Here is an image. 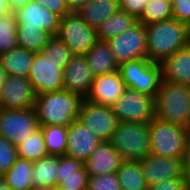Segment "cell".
Listing matches in <instances>:
<instances>
[{
    "mask_svg": "<svg viewBox=\"0 0 190 190\" xmlns=\"http://www.w3.org/2000/svg\"><path fill=\"white\" fill-rule=\"evenodd\" d=\"M147 58L162 63L190 45L189 25L174 18L145 25Z\"/></svg>",
    "mask_w": 190,
    "mask_h": 190,
    "instance_id": "cell-1",
    "label": "cell"
},
{
    "mask_svg": "<svg viewBox=\"0 0 190 190\" xmlns=\"http://www.w3.org/2000/svg\"><path fill=\"white\" fill-rule=\"evenodd\" d=\"M83 98L66 90L37 94L34 108L39 126H69L78 119Z\"/></svg>",
    "mask_w": 190,
    "mask_h": 190,
    "instance_id": "cell-2",
    "label": "cell"
},
{
    "mask_svg": "<svg viewBox=\"0 0 190 190\" xmlns=\"http://www.w3.org/2000/svg\"><path fill=\"white\" fill-rule=\"evenodd\" d=\"M154 107L156 119L190 130V85L162 80Z\"/></svg>",
    "mask_w": 190,
    "mask_h": 190,
    "instance_id": "cell-3",
    "label": "cell"
},
{
    "mask_svg": "<svg viewBox=\"0 0 190 190\" xmlns=\"http://www.w3.org/2000/svg\"><path fill=\"white\" fill-rule=\"evenodd\" d=\"M149 122H119L110 142L123 160L140 161L150 154Z\"/></svg>",
    "mask_w": 190,
    "mask_h": 190,
    "instance_id": "cell-4",
    "label": "cell"
},
{
    "mask_svg": "<svg viewBox=\"0 0 190 190\" xmlns=\"http://www.w3.org/2000/svg\"><path fill=\"white\" fill-rule=\"evenodd\" d=\"M150 154L183 158L190 130L154 118L149 122Z\"/></svg>",
    "mask_w": 190,
    "mask_h": 190,
    "instance_id": "cell-5",
    "label": "cell"
},
{
    "mask_svg": "<svg viewBox=\"0 0 190 190\" xmlns=\"http://www.w3.org/2000/svg\"><path fill=\"white\" fill-rule=\"evenodd\" d=\"M120 75L126 87L149 96H156L162 81L161 64L141 58L119 65Z\"/></svg>",
    "mask_w": 190,
    "mask_h": 190,
    "instance_id": "cell-6",
    "label": "cell"
},
{
    "mask_svg": "<svg viewBox=\"0 0 190 190\" xmlns=\"http://www.w3.org/2000/svg\"><path fill=\"white\" fill-rule=\"evenodd\" d=\"M56 36L69 47L73 55H86L98 41L96 29L89 26L77 12L60 18Z\"/></svg>",
    "mask_w": 190,
    "mask_h": 190,
    "instance_id": "cell-7",
    "label": "cell"
},
{
    "mask_svg": "<svg viewBox=\"0 0 190 190\" xmlns=\"http://www.w3.org/2000/svg\"><path fill=\"white\" fill-rule=\"evenodd\" d=\"M154 105V96L127 87L111 107L120 122H150L155 118Z\"/></svg>",
    "mask_w": 190,
    "mask_h": 190,
    "instance_id": "cell-8",
    "label": "cell"
},
{
    "mask_svg": "<svg viewBox=\"0 0 190 190\" xmlns=\"http://www.w3.org/2000/svg\"><path fill=\"white\" fill-rule=\"evenodd\" d=\"M38 128L34 107L25 109L0 108V135L16 147Z\"/></svg>",
    "mask_w": 190,
    "mask_h": 190,
    "instance_id": "cell-9",
    "label": "cell"
},
{
    "mask_svg": "<svg viewBox=\"0 0 190 190\" xmlns=\"http://www.w3.org/2000/svg\"><path fill=\"white\" fill-rule=\"evenodd\" d=\"M107 42L119 65L147 58L145 25L139 21L124 33L110 38Z\"/></svg>",
    "mask_w": 190,
    "mask_h": 190,
    "instance_id": "cell-10",
    "label": "cell"
},
{
    "mask_svg": "<svg viewBox=\"0 0 190 190\" xmlns=\"http://www.w3.org/2000/svg\"><path fill=\"white\" fill-rule=\"evenodd\" d=\"M78 120L101 141H110L120 122L111 106L95 104L86 99L82 103Z\"/></svg>",
    "mask_w": 190,
    "mask_h": 190,
    "instance_id": "cell-11",
    "label": "cell"
},
{
    "mask_svg": "<svg viewBox=\"0 0 190 190\" xmlns=\"http://www.w3.org/2000/svg\"><path fill=\"white\" fill-rule=\"evenodd\" d=\"M64 69L61 63H53L39 52L35 54L29 81L36 94L63 90Z\"/></svg>",
    "mask_w": 190,
    "mask_h": 190,
    "instance_id": "cell-12",
    "label": "cell"
},
{
    "mask_svg": "<svg viewBox=\"0 0 190 190\" xmlns=\"http://www.w3.org/2000/svg\"><path fill=\"white\" fill-rule=\"evenodd\" d=\"M37 94L26 77L7 75L0 91V108L25 109L34 107Z\"/></svg>",
    "mask_w": 190,
    "mask_h": 190,
    "instance_id": "cell-13",
    "label": "cell"
},
{
    "mask_svg": "<svg viewBox=\"0 0 190 190\" xmlns=\"http://www.w3.org/2000/svg\"><path fill=\"white\" fill-rule=\"evenodd\" d=\"M139 162L148 186L164 179L185 178L183 158H168L149 154Z\"/></svg>",
    "mask_w": 190,
    "mask_h": 190,
    "instance_id": "cell-14",
    "label": "cell"
},
{
    "mask_svg": "<svg viewBox=\"0 0 190 190\" xmlns=\"http://www.w3.org/2000/svg\"><path fill=\"white\" fill-rule=\"evenodd\" d=\"M93 73L85 55H74L64 68L63 90L86 99L93 84Z\"/></svg>",
    "mask_w": 190,
    "mask_h": 190,
    "instance_id": "cell-15",
    "label": "cell"
},
{
    "mask_svg": "<svg viewBox=\"0 0 190 190\" xmlns=\"http://www.w3.org/2000/svg\"><path fill=\"white\" fill-rule=\"evenodd\" d=\"M14 13L18 26L41 28L51 36H56L60 17L39 2L32 0Z\"/></svg>",
    "mask_w": 190,
    "mask_h": 190,
    "instance_id": "cell-16",
    "label": "cell"
},
{
    "mask_svg": "<svg viewBox=\"0 0 190 190\" xmlns=\"http://www.w3.org/2000/svg\"><path fill=\"white\" fill-rule=\"evenodd\" d=\"M101 140L78 119L68 126L65 155L85 162Z\"/></svg>",
    "mask_w": 190,
    "mask_h": 190,
    "instance_id": "cell-17",
    "label": "cell"
},
{
    "mask_svg": "<svg viewBox=\"0 0 190 190\" xmlns=\"http://www.w3.org/2000/svg\"><path fill=\"white\" fill-rule=\"evenodd\" d=\"M126 88L119 71L95 76L86 100L95 104L112 106Z\"/></svg>",
    "mask_w": 190,
    "mask_h": 190,
    "instance_id": "cell-18",
    "label": "cell"
},
{
    "mask_svg": "<svg viewBox=\"0 0 190 190\" xmlns=\"http://www.w3.org/2000/svg\"><path fill=\"white\" fill-rule=\"evenodd\" d=\"M123 157L110 141H101L84 162L88 177L116 173Z\"/></svg>",
    "mask_w": 190,
    "mask_h": 190,
    "instance_id": "cell-19",
    "label": "cell"
},
{
    "mask_svg": "<svg viewBox=\"0 0 190 190\" xmlns=\"http://www.w3.org/2000/svg\"><path fill=\"white\" fill-rule=\"evenodd\" d=\"M160 64L162 80L190 85V45L168 56Z\"/></svg>",
    "mask_w": 190,
    "mask_h": 190,
    "instance_id": "cell-20",
    "label": "cell"
},
{
    "mask_svg": "<svg viewBox=\"0 0 190 190\" xmlns=\"http://www.w3.org/2000/svg\"><path fill=\"white\" fill-rule=\"evenodd\" d=\"M58 155H46L33 162V190H51L57 188Z\"/></svg>",
    "mask_w": 190,
    "mask_h": 190,
    "instance_id": "cell-21",
    "label": "cell"
},
{
    "mask_svg": "<svg viewBox=\"0 0 190 190\" xmlns=\"http://www.w3.org/2000/svg\"><path fill=\"white\" fill-rule=\"evenodd\" d=\"M85 56L94 77L119 71L107 41L98 40Z\"/></svg>",
    "mask_w": 190,
    "mask_h": 190,
    "instance_id": "cell-22",
    "label": "cell"
},
{
    "mask_svg": "<svg viewBox=\"0 0 190 190\" xmlns=\"http://www.w3.org/2000/svg\"><path fill=\"white\" fill-rule=\"evenodd\" d=\"M35 52L25 48L16 47L0 54V63L7 75L29 77Z\"/></svg>",
    "mask_w": 190,
    "mask_h": 190,
    "instance_id": "cell-23",
    "label": "cell"
},
{
    "mask_svg": "<svg viewBox=\"0 0 190 190\" xmlns=\"http://www.w3.org/2000/svg\"><path fill=\"white\" fill-rule=\"evenodd\" d=\"M119 9V0H91L78 10L77 14L86 21L89 26L97 29L101 23L114 15Z\"/></svg>",
    "mask_w": 190,
    "mask_h": 190,
    "instance_id": "cell-24",
    "label": "cell"
},
{
    "mask_svg": "<svg viewBox=\"0 0 190 190\" xmlns=\"http://www.w3.org/2000/svg\"><path fill=\"white\" fill-rule=\"evenodd\" d=\"M137 22L138 19L134 15L119 9L114 15L109 17L97 27V39L108 41L110 38L124 33Z\"/></svg>",
    "mask_w": 190,
    "mask_h": 190,
    "instance_id": "cell-25",
    "label": "cell"
},
{
    "mask_svg": "<svg viewBox=\"0 0 190 190\" xmlns=\"http://www.w3.org/2000/svg\"><path fill=\"white\" fill-rule=\"evenodd\" d=\"M33 161L18 157L3 176L11 190H32Z\"/></svg>",
    "mask_w": 190,
    "mask_h": 190,
    "instance_id": "cell-26",
    "label": "cell"
},
{
    "mask_svg": "<svg viewBox=\"0 0 190 190\" xmlns=\"http://www.w3.org/2000/svg\"><path fill=\"white\" fill-rule=\"evenodd\" d=\"M116 174L121 190H148L139 161L123 160Z\"/></svg>",
    "mask_w": 190,
    "mask_h": 190,
    "instance_id": "cell-27",
    "label": "cell"
},
{
    "mask_svg": "<svg viewBox=\"0 0 190 190\" xmlns=\"http://www.w3.org/2000/svg\"><path fill=\"white\" fill-rule=\"evenodd\" d=\"M51 37L48 32L41 30V28L17 27L18 46L35 53L40 52L47 45Z\"/></svg>",
    "mask_w": 190,
    "mask_h": 190,
    "instance_id": "cell-28",
    "label": "cell"
},
{
    "mask_svg": "<svg viewBox=\"0 0 190 190\" xmlns=\"http://www.w3.org/2000/svg\"><path fill=\"white\" fill-rule=\"evenodd\" d=\"M42 129L48 155H65L67 148L68 126H39Z\"/></svg>",
    "mask_w": 190,
    "mask_h": 190,
    "instance_id": "cell-29",
    "label": "cell"
},
{
    "mask_svg": "<svg viewBox=\"0 0 190 190\" xmlns=\"http://www.w3.org/2000/svg\"><path fill=\"white\" fill-rule=\"evenodd\" d=\"M18 157L36 161L48 155L42 129L39 127L18 146Z\"/></svg>",
    "mask_w": 190,
    "mask_h": 190,
    "instance_id": "cell-30",
    "label": "cell"
},
{
    "mask_svg": "<svg viewBox=\"0 0 190 190\" xmlns=\"http://www.w3.org/2000/svg\"><path fill=\"white\" fill-rule=\"evenodd\" d=\"M171 18H173L171 0H149L138 21L148 25Z\"/></svg>",
    "mask_w": 190,
    "mask_h": 190,
    "instance_id": "cell-31",
    "label": "cell"
},
{
    "mask_svg": "<svg viewBox=\"0 0 190 190\" xmlns=\"http://www.w3.org/2000/svg\"><path fill=\"white\" fill-rule=\"evenodd\" d=\"M17 27L14 12L0 16V54L18 47Z\"/></svg>",
    "mask_w": 190,
    "mask_h": 190,
    "instance_id": "cell-32",
    "label": "cell"
},
{
    "mask_svg": "<svg viewBox=\"0 0 190 190\" xmlns=\"http://www.w3.org/2000/svg\"><path fill=\"white\" fill-rule=\"evenodd\" d=\"M39 53L53 63H61L63 69L74 56L69 47L57 36H52Z\"/></svg>",
    "mask_w": 190,
    "mask_h": 190,
    "instance_id": "cell-33",
    "label": "cell"
},
{
    "mask_svg": "<svg viewBox=\"0 0 190 190\" xmlns=\"http://www.w3.org/2000/svg\"><path fill=\"white\" fill-rule=\"evenodd\" d=\"M17 158V147L0 135V176L8 172Z\"/></svg>",
    "mask_w": 190,
    "mask_h": 190,
    "instance_id": "cell-34",
    "label": "cell"
},
{
    "mask_svg": "<svg viewBox=\"0 0 190 190\" xmlns=\"http://www.w3.org/2000/svg\"><path fill=\"white\" fill-rule=\"evenodd\" d=\"M88 174L85 166L79 175L57 176V187L61 190H87Z\"/></svg>",
    "mask_w": 190,
    "mask_h": 190,
    "instance_id": "cell-35",
    "label": "cell"
},
{
    "mask_svg": "<svg viewBox=\"0 0 190 190\" xmlns=\"http://www.w3.org/2000/svg\"><path fill=\"white\" fill-rule=\"evenodd\" d=\"M87 190H121L116 173L88 177Z\"/></svg>",
    "mask_w": 190,
    "mask_h": 190,
    "instance_id": "cell-36",
    "label": "cell"
},
{
    "mask_svg": "<svg viewBox=\"0 0 190 190\" xmlns=\"http://www.w3.org/2000/svg\"><path fill=\"white\" fill-rule=\"evenodd\" d=\"M84 167V162L72 157L62 155L59 156V167L57 176L79 175V170Z\"/></svg>",
    "mask_w": 190,
    "mask_h": 190,
    "instance_id": "cell-37",
    "label": "cell"
},
{
    "mask_svg": "<svg viewBox=\"0 0 190 190\" xmlns=\"http://www.w3.org/2000/svg\"><path fill=\"white\" fill-rule=\"evenodd\" d=\"M186 178L164 179L148 186V190H188Z\"/></svg>",
    "mask_w": 190,
    "mask_h": 190,
    "instance_id": "cell-38",
    "label": "cell"
},
{
    "mask_svg": "<svg viewBox=\"0 0 190 190\" xmlns=\"http://www.w3.org/2000/svg\"><path fill=\"white\" fill-rule=\"evenodd\" d=\"M173 18L190 25V0L172 1Z\"/></svg>",
    "mask_w": 190,
    "mask_h": 190,
    "instance_id": "cell-39",
    "label": "cell"
},
{
    "mask_svg": "<svg viewBox=\"0 0 190 190\" xmlns=\"http://www.w3.org/2000/svg\"><path fill=\"white\" fill-rule=\"evenodd\" d=\"M149 0H119L120 9L134 15L137 19L144 11Z\"/></svg>",
    "mask_w": 190,
    "mask_h": 190,
    "instance_id": "cell-40",
    "label": "cell"
},
{
    "mask_svg": "<svg viewBox=\"0 0 190 190\" xmlns=\"http://www.w3.org/2000/svg\"><path fill=\"white\" fill-rule=\"evenodd\" d=\"M42 4L44 7L49 9L51 12L63 18L69 12L65 0H34Z\"/></svg>",
    "mask_w": 190,
    "mask_h": 190,
    "instance_id": "cell-41",
    "label": "cell"
},
{
    "mask_svg": "<svg viewBox=\"0 0 190 190\" xmlns=\"http://www.w3.org/2000/svg\"><path fill=\"white\" fill-rule=\"evenodd\" d=\"M184 174L187 183L190 184V135L183 155Z\"/></svg>",
    "mask_w": 190,
    "mask_h": 190,
    "instance_id": "cell-42",
    "label": "cell"
},
{
    "mask_svg": "<svg viewBox=\"0 0 190 190\" xmlns=\"http://www.w3.org/2000/svg\"><path fill=\"white\" fill-rule=\"evenodd\" d=\"M91 0H65L70 13H75L88 4Z\"/></svg>",
    "mask_w": 190,
    "mask_h": 190,
    "instance_id": "cell-43",
    "label": "cell"
},
{
    "mask_svg": "<svg viewBox=\"0 0 190 190\" xmlns=\"http://www.w3.org/2000/svg\"><path fill=\"white\" fill-rule=\"evenodd\" d=\"M32 0H7L10 10L15 12L17 9L24 7Z\"/></svg>",
    "mask_w": 190,
    "mask_h": 190,
    "instance_id": "cell-44",
    "label": "cell"
},
{
    "mask_svg": "<svg viewBox=\"0 0 190 190\" xmlns=\"http://www.w3.org/2000/svg\"><path fill=\"white\" fill-rule=\"evenodd\" d=\"M11 12L7 0H0V16Z\"/></svg>",
    "mask_w": 190,
    "mask_h": 190,
    "instance_id": "cell-45",
    "label": "cell"
},
{
    "mask_svg": "<svg viewBox=\"0 0 190 190\" xmlns=\"http://www.w3.org/2000/svg\"><path fill=\"white\" fill-rule=\"evenodd\" d=\"M6 77H7V73L4 67L2 66V64L0 63V91H1V86L3 82L6 80Z\"/></svg>",
    "mask_w": 190,
    "mask_h": 190,
    "instance_id": "cell-46",
    "label": "cell"
},
{
    "mask_svg": "<svg viewBox=\"0 0 190 190\" xmlns=\"http://www.w3.org/2000/svg\"><path fill=\"white\" fill-rule=\"evenodd\" d=\"M0 190H11L2 176H0Z\"/></svg>",
    "mask_w": 190,
    "mask_h": 190,
    "instance_id": "cell-47",
    "label": "cell"
},
{
    "mask_svg": "<svg viewBox=\"0 0 190 190\" xmlns=\"http://www.w3.org/2000/svg\"><path fill=\"white\" fill-rule=\"evenodd\" d=\"M51 190H61V189H59V188L57 187V188H54V189H51Z\"/></svg>",
    "mask_w": 190,
    "mask_h": 190,
    "instance_id": "cell-48",
    "label": "cell"
}]
</instances>
